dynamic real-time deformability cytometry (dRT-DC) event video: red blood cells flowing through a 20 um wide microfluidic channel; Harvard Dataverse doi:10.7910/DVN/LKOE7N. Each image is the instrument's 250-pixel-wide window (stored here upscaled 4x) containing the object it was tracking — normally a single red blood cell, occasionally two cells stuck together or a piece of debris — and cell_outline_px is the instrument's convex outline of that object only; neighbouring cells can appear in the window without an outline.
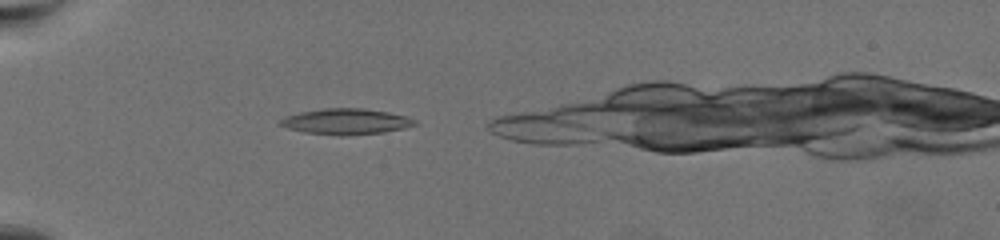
{"species": "common noctule bat (a hibernating species)", "species_latin": "Nyctalus noctula", "temperature_condition": "warm", "stored_images_in_passage": 39, "camera_frame_rate_fps": 3000, "um_per_image_px": 0.085, "animal": {"sex": "female", "body_mass_g": 19.5, "forearm_length_mm": 54.1}, "frame": {"image": 1, "passage_image": 5, "time_ms": 1.333, "image_size_px": [1000, 240], "cell_outline_px": [[420, 124], [404, 128], [384, 132], [344, 136], [340, 136], [304, 132], [288, 128], [276, 124], [280, 120], [288, 116], [300, 112], [324, 108], [364, 108], [388, 112], [404, 116], [416, 120]], "centroid_in_image_um": [29.42, 10.33], "position_along_channel_um": 55.6, "area_um2": 20.29}}
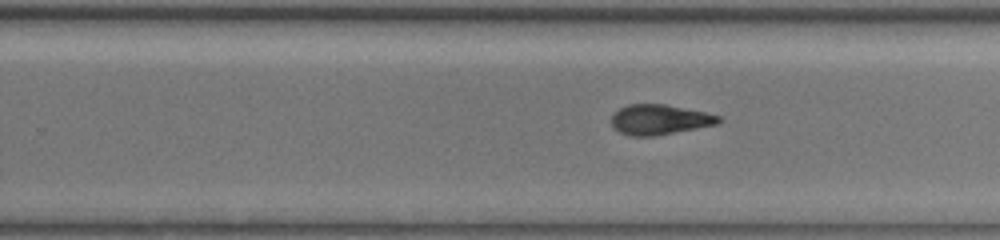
{"frame": {"image": 2, "passage_image": 26, "time_ms": 8.333, "image_size_px": [1000, 240], "cell_outline_px": [[724, 120], [716, 124], [656, 136], [632, 136], [620, 132], [612, 128], [612, 116], [620, 108], [628, 104], [664, 104], [704, 112], [720, 116]], "centroid_in_image_um": [56.06, 10.17], "position_along_channel_um": 273.7, "area_um2": 18.67}}
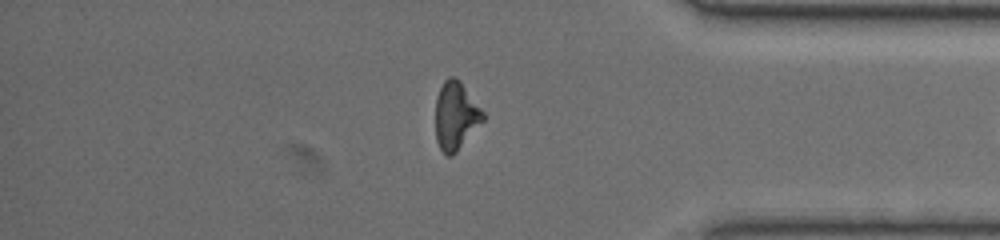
{"frame": {"image": 3, "passage_image": 38, "time_ms": 12.333, "image_size_px": [1000, 240], "cell_outline_px": [[484, 120], [456, 152], [452, 156], [448, 156], [440, 148], [436, 140], [436, 100], [440, 88], [444, 80], [448, 76], [456, 76], [460, 80], [484, 112]], "centroid_in_image_um": [38.74, 9.81], "position_along_channel_um": 396.5, "area_um2": 18.73}}